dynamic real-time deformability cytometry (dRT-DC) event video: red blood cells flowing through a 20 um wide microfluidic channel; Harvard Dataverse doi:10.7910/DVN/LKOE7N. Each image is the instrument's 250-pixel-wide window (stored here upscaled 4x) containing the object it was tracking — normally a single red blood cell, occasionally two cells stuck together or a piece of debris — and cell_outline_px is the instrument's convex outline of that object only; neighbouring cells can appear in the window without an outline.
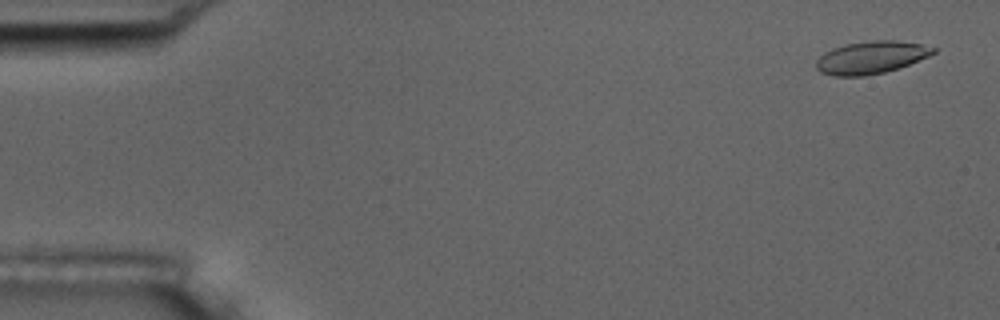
{"species": "common noctule bat (a hibernating species)", "species_latin": "Nyctalus noctula", "temperature_condition": "room temperature", "stored_images_in_passage": 2, "camera_frame_rate_fps": 3000, "um_per_image_px": 0.085, "animal": {"sex": "male", "body_mass_g": 17.5, "forearm_length_mm": 52.3}, "frame": {"image": 1, "passage_image": 1, "time_ms": 0.0, "image_size_px": [1000, 320], "cell_outline_px": [[936, 52], [928, 56], [908, 64], [884, 72], [864, 76], [832, 76], [820, 72], [816, 68], [816, 60], [824, 52], [832, 48], [844, 44], [872, 40], [896, 40], [920, 44], [936, 48]], "centroid_in_image_um": [73.99, 4.88], "position_along_channel_um": 11.0, "area_um2": 22.14}}